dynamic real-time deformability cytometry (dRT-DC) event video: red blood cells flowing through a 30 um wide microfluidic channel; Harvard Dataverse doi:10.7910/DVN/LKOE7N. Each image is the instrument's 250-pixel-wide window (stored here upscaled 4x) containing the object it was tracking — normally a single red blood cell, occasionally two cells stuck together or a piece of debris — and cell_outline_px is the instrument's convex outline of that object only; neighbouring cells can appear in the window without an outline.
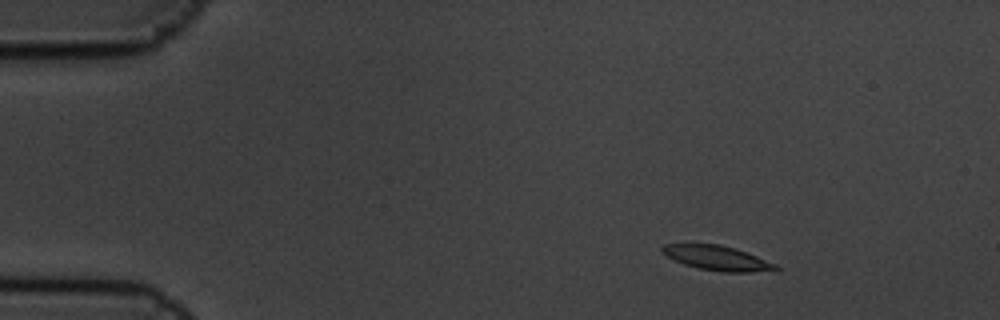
{"species": "common noctule bat (a hibernating species)", "species_latin": "Nyctalus noctula", "temperature_condition": "cold", "stored_images_in_passage": 4, "camera_frame_rate_fps": 3000, "um_per_image_px": 0.085, "animal": {"sex": "male", "body_mass_g": 19.5, "forearm_length_mm": 54.6}, "frame": {"image": 1, "passage_image": 2, "time_ms": 0.333, "image_size_px": [1000, 320], "cell_outline_px": [[780, 268], [776, 272], [724, 272], [696, 268], [684, 264], [660, 252], [660, 248], [664, 244], [720, 244], [736, 248], [776, 264]], "centroid_in_image_um": [61.01, 21.94], "position_along_channel_um": 24.0, "area_um2": 16.47}}
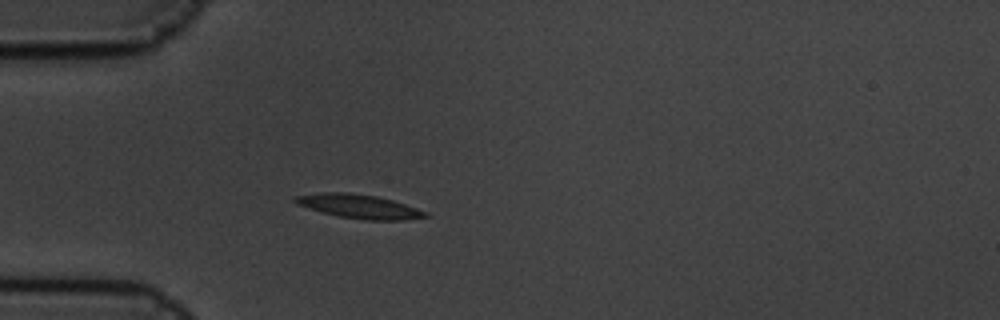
{"frame": {"image": 2, "passage_image": 4, "time_ms": 1.0, "image_size_px": [1000, 320], "cell_outline_px": [[432, 216], [404, 220], [364, 220], [340, 216], [324, 212], [296, 204], [292, 200], [296, 196], [324, 192], [348, 192], [376, 196], [392, 200], [428, 212]], "centroid_in_image_um": [30.57, 17.54], "position_along_channel_um": 54.4, "area_um2": 17.98}}